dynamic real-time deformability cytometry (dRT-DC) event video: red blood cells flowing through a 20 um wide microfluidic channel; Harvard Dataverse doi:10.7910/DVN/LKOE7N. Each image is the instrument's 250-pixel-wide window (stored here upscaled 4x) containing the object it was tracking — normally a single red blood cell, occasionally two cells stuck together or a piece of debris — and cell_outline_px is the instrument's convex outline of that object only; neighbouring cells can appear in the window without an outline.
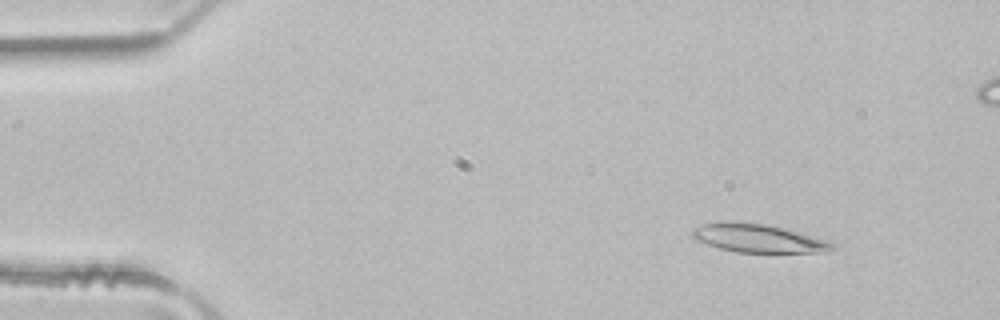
{"species": "common noctule bat (a hibernating species)", "species_latin": "Nyctalus noctula", "temperature_condition": "room temperature", "stored_images_in_passage": 5, "camera_frame_rate_fps": 3000, "um_per_image_px": 0.085, "animal": {"sex": "male", "body_mass_g": 21.5, "forearm_length_mm": 52.0}, "frame": {"image": 1, "passage_image": 2, "time_ms": 0.333, "image_size_px": [1000, 320], "cell_outline_px": [[836, 248], [824, 252], [736, 252], [720, 248], [696, 240], [692, 236], [692, 228], [704, 224], [720, 220], [732, 220], [768, 224], [784, 228], [824, 240], [836, 244]], "centroid_in_image_um": [64.39, 20.23], "position_along_channel_um": 20.6, "area_um2": 23.18}}